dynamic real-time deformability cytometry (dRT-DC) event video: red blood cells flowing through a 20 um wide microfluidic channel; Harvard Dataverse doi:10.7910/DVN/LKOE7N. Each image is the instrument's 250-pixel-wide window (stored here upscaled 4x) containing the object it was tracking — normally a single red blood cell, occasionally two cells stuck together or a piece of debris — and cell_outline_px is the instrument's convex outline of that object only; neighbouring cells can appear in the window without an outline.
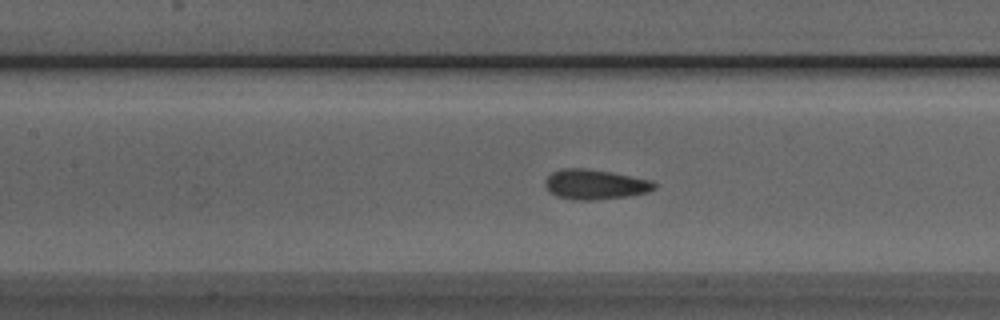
{"species": "Egyptian fruit bat (a non-hibernating species)", "species_latin": "Rousettus aegyptiacus", "temperature_condition": "room temperature", "stored_images_in_passage": 53, "camera_frame_rate_fps": 3000, "um_per_image_px": 0.085, "animal": {"sex": "male"}, "frame": {"image": 1, "passage_image": 23, "time_ms": 7.333, "image_size_px": [1000, 320], "cell_outline_px": [[656, 188], [648, 192], [628, 196], [592, 200], [576, 200], [556, 196], [548, 192], [544, 184], [544, 180], [552, 172], [564, 168], [584, 168], [612, 172], [652, 180], [656, 184]], "centroid_in_image_um": [50.56, 15.67], "position_along_channel_um": 156.8, "area_um2": 19.19}}
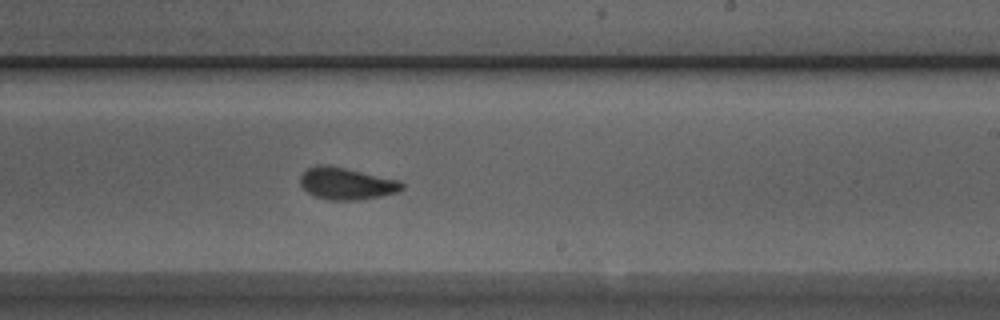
{"frame": {"image": 2, "passage_image": 31, "time_ms": 10.0, "image_size_px": [1000, 320], "cell_outline_px": [[404, 188], [396, 192], [380, 196], [360, 200], [328, 200], [312, 196], [300, 184], [300, 176], [308, 168], [316, 164], [328, 164], [400, 180], [404, 184]], "centroid_in_image_um": [29.43, 15.6], "position_along_channel_um": 259.6, "area_um2": 19.13}}
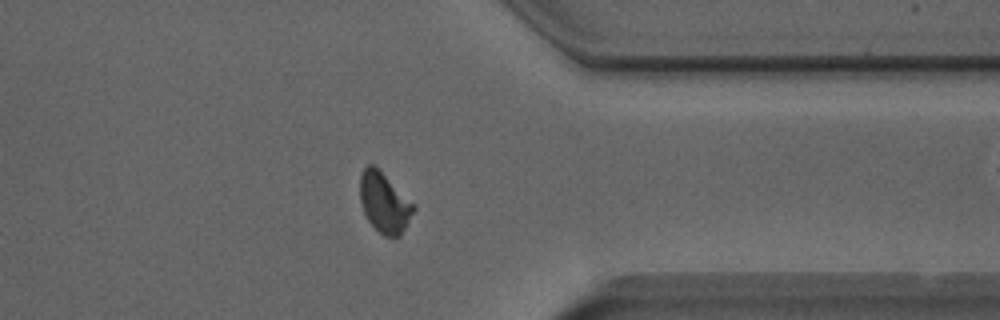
{"frame": {"image": 3, "passage_image": 41, "time_ms": 13.333, "image_size_px": [1000, 320], "cell_outline_px": [[416, 208], [400, 236], [384, 236], [368, 220], [364, 212], [360, 200], [360, 176], [364, 168], [368, 164], [376, 164], [416, 204]], "centroid_in_image_um": [32.69, 17.16], "position_along_channel_um": 378.7, "area_um2": 19.07}, "authors_computed_cell_mechanics": {"area_um2": 19.0162, "velocity_mm_per_s": 3.8679, "shape_relaxation_time_tau1_ms": 4.7281, "shape_relaxation_time_tau2_ms": null, "deformation_change_tau1": 0.1095, "deformation_change_tau2": null}}